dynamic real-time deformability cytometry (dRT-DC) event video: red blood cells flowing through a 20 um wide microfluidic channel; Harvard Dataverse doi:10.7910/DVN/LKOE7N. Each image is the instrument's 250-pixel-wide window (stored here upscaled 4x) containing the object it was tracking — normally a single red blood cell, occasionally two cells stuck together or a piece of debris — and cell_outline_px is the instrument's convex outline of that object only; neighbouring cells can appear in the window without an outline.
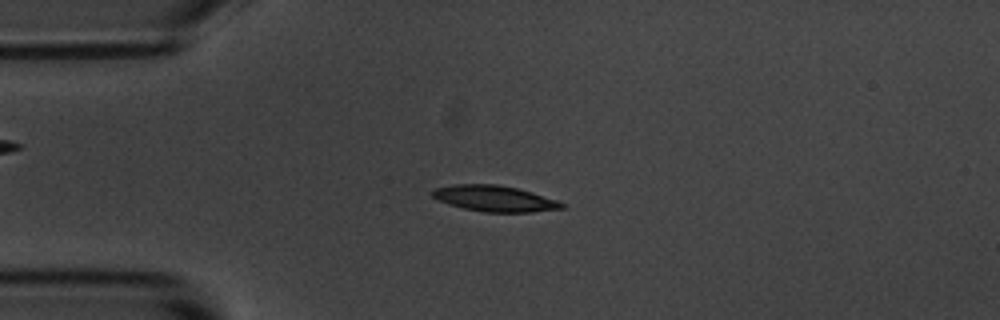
{"species": "common noctule bat (a hibernating species)", "species_latin": "Nyctalus noctula", "temperature_condition": "room temperature", "stored_images_in_passage": 6, "camera_frame_rate_fps": 3000, "um_per_image_px": 0.085, "animal": {"sex": "male", "body_mass_g": 20.1, "forearm_length_mm": 53.5}, "frame": {"image": 1, "passage_image": 2, "time_ms": 2.0, "image_size_px": [1000, 320], "cell_outline_px": [[564, 208], [532, 212], [484, 212], [464, 208], [448, 204], [432, 196], [432, 188], [452, 184], [496, 184], [516, 188], [532, 192], [556, 200], [564, 204]], "centroid_in_image_um": [42.01, 16.87], "position_along_channel_um": 43.0, "area_um2": 19.48}}
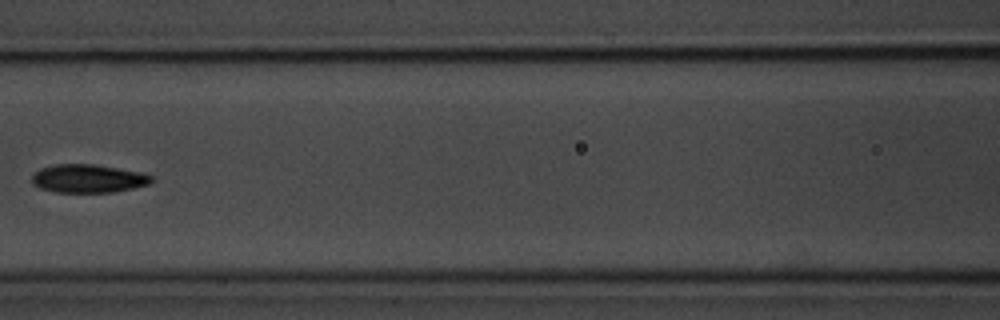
{"frame": {"image": 2, "passage_image": 5, "time_ms": 5.667, "image_size_px": [1000, 320], "cell_outline_px": [[152, 180], [148, 184], [132, 188], [112, 192], [56, 192], [40, 188], [32, 184], [32, 172], [40, 168], [52, 164], [92, 164], [144, 172], [152, 176]], "centroid_in_image_um": [7.45, 15.16], "position_along_channel_um": 159.2, "area_um2": 19.83}}
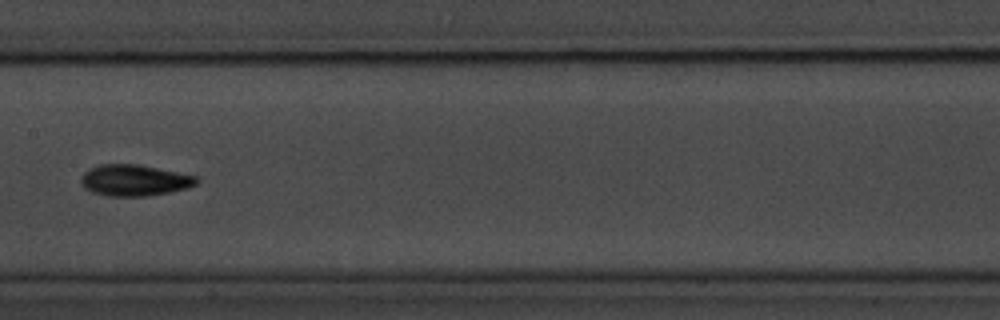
{"frame": {"image": 3, "passage_image": 6, "time_ms": 6.667, "image_size_px": [1000, 320], "cell_outline_px": [[200, 180], [196, 184], [188, 188], [148, 196], [108, 196], [92, 192], [84, 188], [80, 184], [80, 176], [88, 168], [100, 164], [136, 164], [196, 176]], "centroid_in_image_um": [11.37, 15.33], "position_along_channel_um": 196.0, "area_um2": 21.1}}